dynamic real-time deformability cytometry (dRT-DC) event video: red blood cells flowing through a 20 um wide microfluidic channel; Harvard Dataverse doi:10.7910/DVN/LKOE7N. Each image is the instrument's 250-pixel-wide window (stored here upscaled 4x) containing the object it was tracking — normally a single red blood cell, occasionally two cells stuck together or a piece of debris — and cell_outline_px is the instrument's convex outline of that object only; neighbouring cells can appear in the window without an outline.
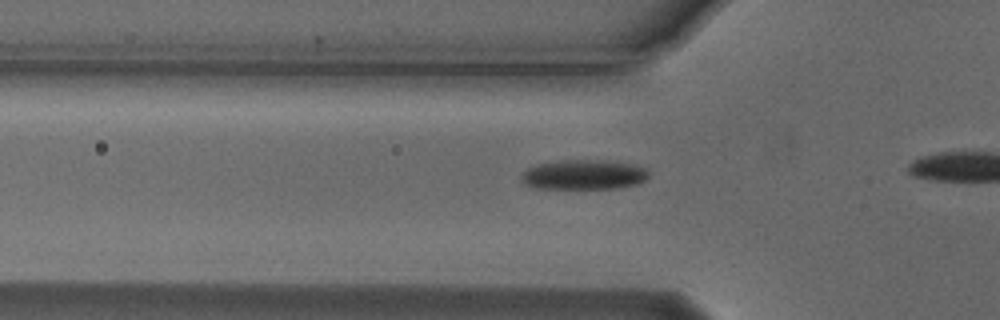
{"species": "Egyptian fruit bat (a non-hibernating species)", "species_latin": "Rousettus aegyptiacus", "temperature_condition": "cold", "stored_images_in_passage": 8, "camera_frame_rate_fps": 3000, "um_per_image_px": 0.085, "animal": {"sex": "male"}, "frame": {"image": 1, "passage_image": 2, "time_ms": 0.333, "image_size_px": [1000, 320], "cell_outline_px": [[648, 176], [644, 180], [636, 184], [616, 188], [540, 188], [528, 184], [520, 180], [520, 176], [528, 168], [536, 164], [556, 160], [600, 160], [632, 164], [648, 168]], "centroid_in_image_um": [49.62, 14.83], "position_along_channel_um": 76.2, "area_um2": 21.96}}
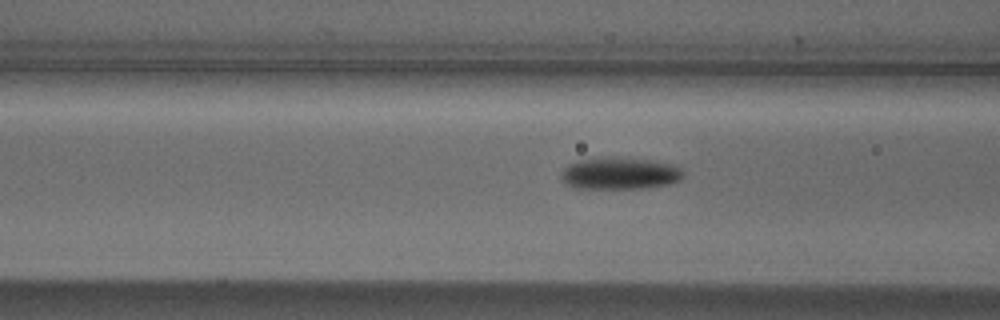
{"frame": {"image": 2, "passage_image": 5, "time_ms": 1.333, "image_size_px": [1000, 320], "cell_outline_px": [[684, 176], [680, 180], [672, 184], [644, 188], [580, 188], [568, 184], [560, 176], [564, 168], [568, 164], [576, 160], [604, 156], [612, 156], [648, 160], [672, 164], [680, 168], [684, 172]], "centroid_in_image_um": [52.71, 14.72], "position_along_channel_um": 113.9, "area_um2": 22.95}}